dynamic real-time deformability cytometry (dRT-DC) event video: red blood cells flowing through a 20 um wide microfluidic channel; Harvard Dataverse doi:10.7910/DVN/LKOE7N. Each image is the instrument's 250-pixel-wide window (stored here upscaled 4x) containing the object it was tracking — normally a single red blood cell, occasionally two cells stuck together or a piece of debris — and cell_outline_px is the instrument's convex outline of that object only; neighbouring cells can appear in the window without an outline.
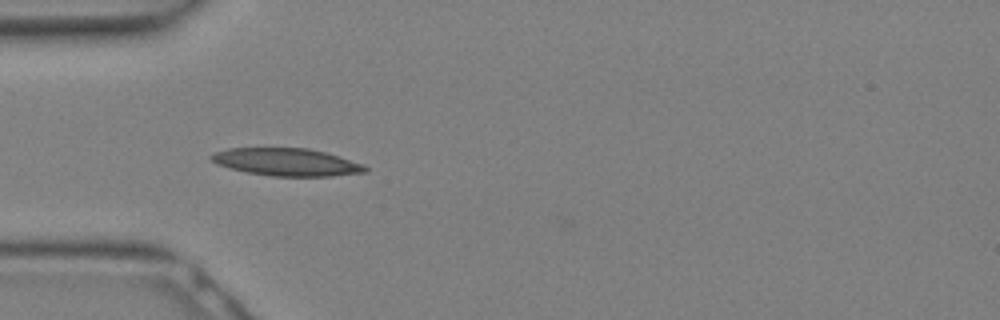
{"species": "Egyptian fruit bat (a non-hibernating species)", "species_latin": "Rousettus aegyptiacus", "temperature_condition": "warm", "stored_images_in_passage": 23, "camera_frame_rate_fps": 3000, "um_per_image_px": 0.085, "animal": {"sex": "female"}, "frame": {"image": 1, "passage_image": 3, "time_ms": 0.667, "image_size_px": [1000, 320], "cell_outline_px": [[368, 172], [332, 176], [272, 176], [248, 172], [216, 164], [208, 156], [212, 152], [228, 148], [308, 148], [324, 152], [364, 164], [368, 168]], "centroid_in_image_um": [24.35, 13.77], "position_along_channel_um": 60.6, "area_um2": 24.68}}
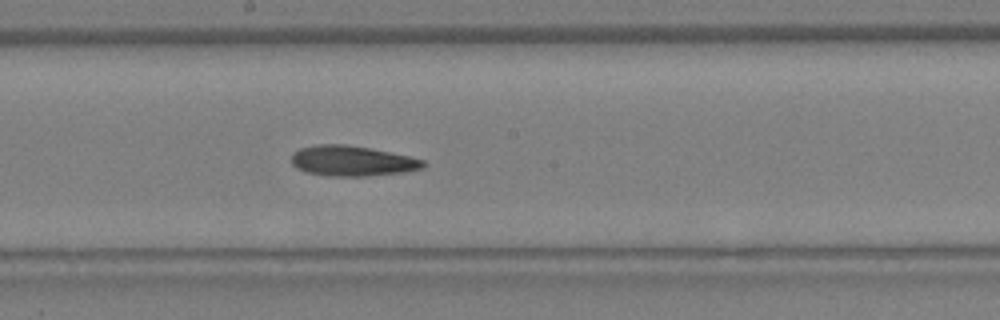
{"frame": {"image": 2, "passage_image": 10, "time_ms": 3.0, "image_size_px": [1000, 320], "cell_outline_px": [[428, 164], [424, 168], [404, 172], [364, 176], [328, 176], [308, 172], [296, 168], [292, 164], [292, 152], [300, 148], [316, 144], [344, 144], [368, 148], [408, 156], [424, 160]], "centroid_in_image_um": [29.92, 13.68], "position_along_channel_um": 218.3, "area_um2": 23.24}}
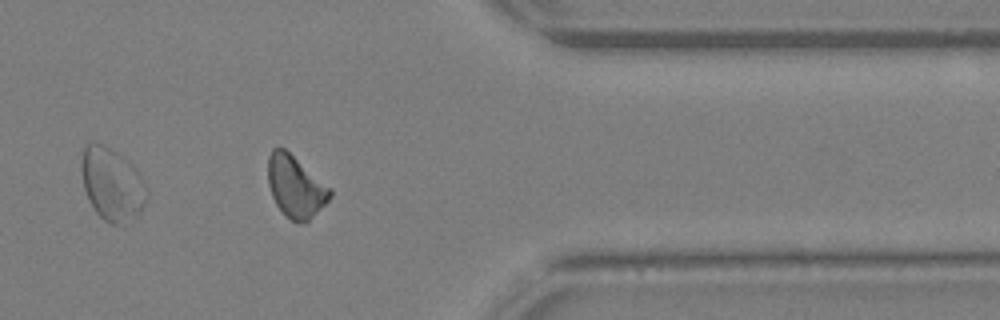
{"frame": {"image": 3, "passage_image": 18, "time_ms": 5.667, "image_size_px": [1000, 320], "cell_outline_px": [[332, 196], [304, 224], [292, 220], [284, 216], [276, 204], [272, 196], [268, 184], [268, 156], [272, 148], [284, 148], [332, 188]], "centroid_in_image_um": [25.11, 15.86], "position_along_channel_um": 386.3, "area_um2": 22.25}}